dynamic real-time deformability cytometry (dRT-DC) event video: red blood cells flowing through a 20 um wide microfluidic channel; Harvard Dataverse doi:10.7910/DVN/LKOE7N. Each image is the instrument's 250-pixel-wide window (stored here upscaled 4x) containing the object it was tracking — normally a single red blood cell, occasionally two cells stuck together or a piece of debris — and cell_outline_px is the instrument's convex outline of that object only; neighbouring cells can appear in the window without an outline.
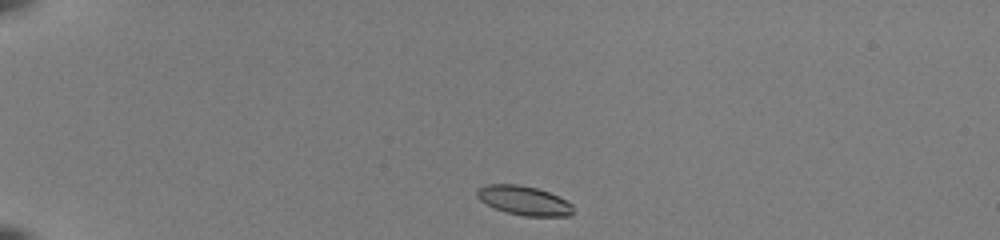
{"species": "common noctule bat (a hibernating species)", "species_latin": "Nyctalus noctula", "temperature_condition": "room temperature", "stored_images_in_passage": 40, "camera_frame_rate_fps": 3000, "um_per_image_px": 0.085, "animal": {"sex": "female", "body_mass_g": 22.0, "forearm_length_mm": 56.7}, "frame": {"image": 1, "passage_image": 1, "time_ms": 0.0, "image_size_px": [1000, 240], "cell_outline_px": [[572, 212], [568, 216], [524, 216], [504, 212], [480, 200], [476, 196], [476, 192], [480, 188], [488, 184], [520, 184], [536, 188], [548, 192], [572, 204]], "centroid_in_image_um": [44.51, 17.04], "position_along_channel_um": 40.5, "area_um2": 16.13}}
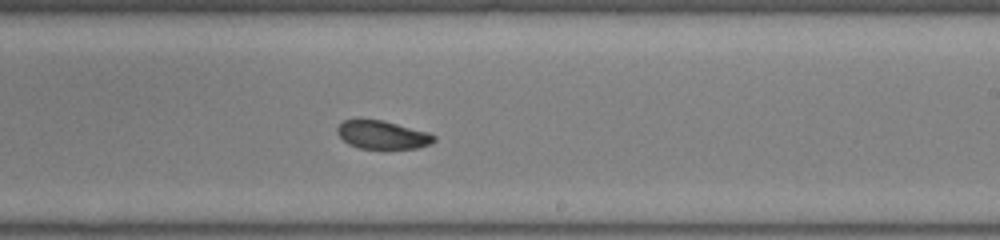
{"frame": {"image": 2, "passage_image": 22, "time_ms": 7.0, "image_size_px": [1000, 240], "cell_outline_px": [[436, 140], [432, 144], [416, 148], [360, 148], [348, 144], [336, 132], [336, 128], [344, 120], [380, 120], [428, 132], [436, 136]], "centroid_in_image_um": [32.52, 11.47], "position_along_channel_um": 256.5, "area_um2": 15.66}}
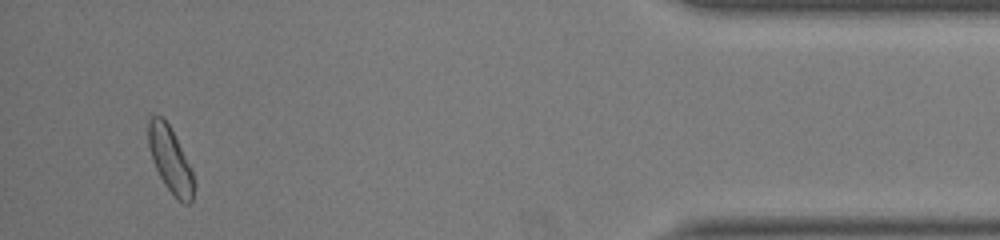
{"frame": {"image": 3, "passage_image": 38, "time_ms": 12.333, "image_size_px": [1000, 240], "cell_outline_px": [[196, 184], [192, 204], [184, 204], [176, 200], [164, 184], [152, 160], [148, 144], [148, 120], [152, 116], [164, 116], [196, 180]], "centroid_in_image_um": [14.49, 13.67], "position_along_channel_um": 420.7, "area_um2": 17.34}, "authors_computed_cell_mechanics": {"area_um2": 16.7909, "velocity_mm_per_s": 4.0014, "shape_relaxation_time_tau1_ms": 6.559, "shape_relaxation_time_tau2_ms": 3.2721, "deformation_change_tau1": 0.1326, "deformation_change_tau2": 0.0886}}